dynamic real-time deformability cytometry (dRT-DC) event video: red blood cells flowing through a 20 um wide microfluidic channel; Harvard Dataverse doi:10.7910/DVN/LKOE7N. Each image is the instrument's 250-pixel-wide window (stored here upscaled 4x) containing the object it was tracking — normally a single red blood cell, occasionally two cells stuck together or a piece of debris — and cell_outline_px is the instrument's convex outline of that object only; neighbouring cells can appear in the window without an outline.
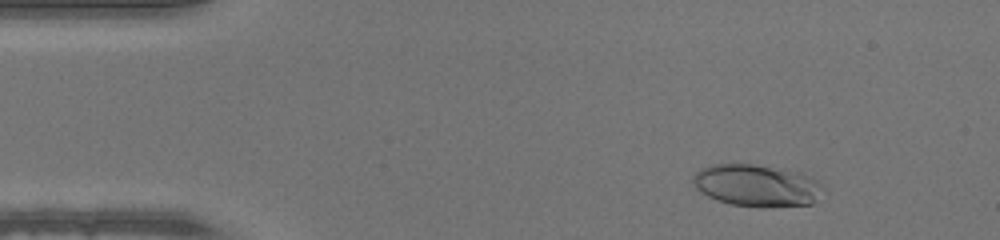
{"species": "human", "species_latin": "Homo sapiens", "temperature_condition": "warm", "stored_images_in_passage": 47, "camera_frame_rate_fps": 3000, "um_per_image_px": 0.085, "donor": {"sex": "male"}, "frame": {"image": 1, "passage_image": 4, "time_ms": 1.0, "image_size_px": [1000, 240], "cell_outline_px": [[824, 188], [812, 204], [764, 208], [732, 204], [708, 196], [700, 192], [692, 184], [692, 176], [700, 168], [712, 164], [756, 164], [784, 168], [800, 172], [812, 176]], "centroid_in_image_um": [64.32, 15.75], "position_along_channel_um": 20.7, "area_um2": 32.25}}
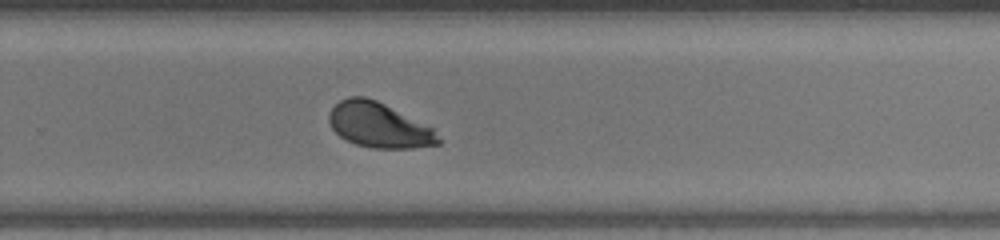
{"frame": {"image": 2, "passage_image": 30, "time_ms": 9.667, "image_size_px": [1000, 240], "cell_outline_px": [[440, 144], [412, 148], [372, 148], [356, 144], [340, 136], [332, 128], [328, 120], [328, 112], [340, 100], [348, 96], [364, 96], [376, 100], [432, 128], [440, 140]], "centroid_in_image_um": [32.16, 10.64], "position_along_channel_um": 297.6, "area_um2": 28.26}}
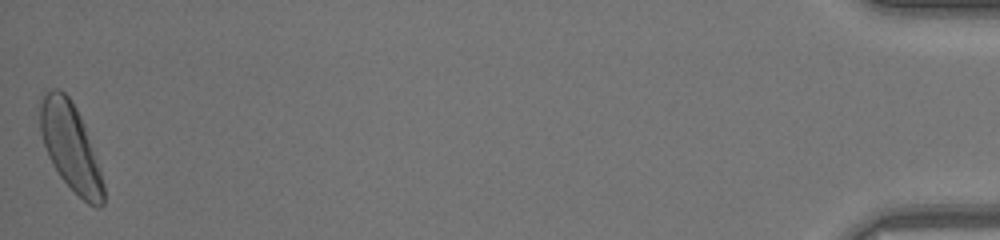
{"frame": {"image": 3, "passage_image": 47, "time_ms": 15.333, "image_size_px": [1000, 240], "cell_outline_px": [[104, 204], [100, 208], [96, 208], [88, 204], [60, 176], [52, 164], [48, 156], [40, 132], [40, 100], [44, 92], [52, 88], [56, 88], [64, 92], [68, 96], [76, 108], [84, 124], [100, 168], [104, 184]], "centroid_in_image_um": [6.0, 12.48], "position_along_channel_um": 429.2, "area_um2": 32.08}}